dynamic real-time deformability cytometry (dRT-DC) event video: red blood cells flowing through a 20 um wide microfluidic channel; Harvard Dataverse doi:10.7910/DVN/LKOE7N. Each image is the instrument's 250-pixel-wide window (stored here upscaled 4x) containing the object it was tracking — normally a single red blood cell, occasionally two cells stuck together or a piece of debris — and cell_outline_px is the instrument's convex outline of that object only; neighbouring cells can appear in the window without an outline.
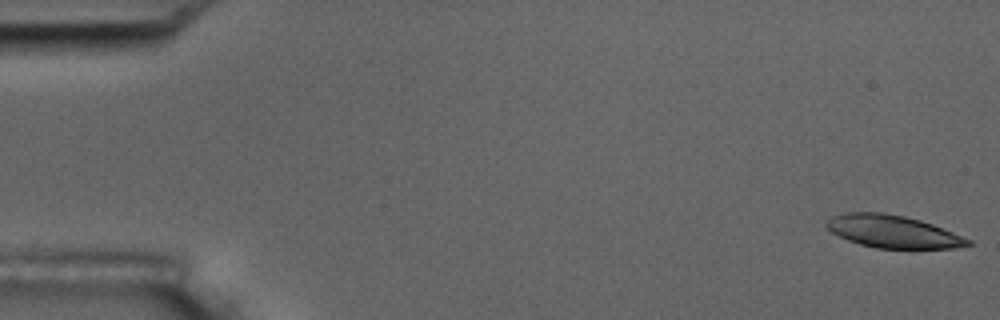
{"species": "common noctule bat (a hibernating species)", "species_latin": "Nyctalus noctula", "temperature_condition": "room temperature", "stored_images_in_passage": 49, "camera_frame_rate_fps": 3000, "um_per_image_px": 0.085, "animal": {"sex": "male", "body_mass_g": 17.5, "forearm_length_mm": 52.3}, "frame": {"image": 1, "passage_image": 1, "time_ms": 0.0, "image_size_px": [1000, 320], "cell_outline_px": [[972, 244], [952, 248], [876, 248], [860, 244], [848, 240], [832, 232], [824, 224], [832, 216], [848, 212], [884, 212], [904, 216], [920, 220], [932, 224], [972, 240]], "centroid_in_image_um": [75.88, 19.67], "position_along_channel_um": 9.1, "area_um2": 26.59}}